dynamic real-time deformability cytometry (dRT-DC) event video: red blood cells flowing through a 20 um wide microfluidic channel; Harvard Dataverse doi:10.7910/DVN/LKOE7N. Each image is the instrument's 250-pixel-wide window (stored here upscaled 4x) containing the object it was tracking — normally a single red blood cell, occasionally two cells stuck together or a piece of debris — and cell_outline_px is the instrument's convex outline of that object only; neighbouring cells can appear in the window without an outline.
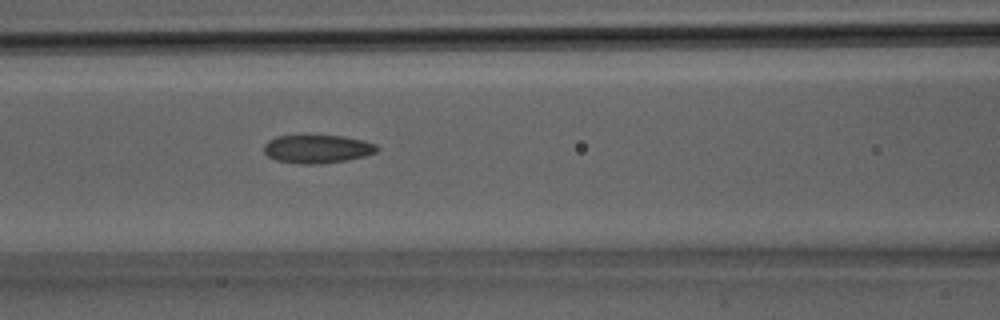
{"species": "Egyptian fruit bat (a non-hibernating species)", "species_latin": "Rousettus aegyptiacus", "temperature_condition": "room temperature", "stored_images_in_passage": 4, "camera_frame_rate_fps": 3000, "um_per_image_px": 0.085, "animal": {"sex": "male"}, "frame": {"image": 1, "passage_image": 4, "time_ms": 1.0, "image_size_px": [1000, 320], "cell_outline_px": [[380, 148], [376, 152], [364, 156], [344, 160], [320, 164], [300, 164], [276, 160], [268, 156], [264, 152], [264, 144], [268, 140], [276, 136], [344, 136], [376, 144]], "centroid_in_image_um": [26.95, 12.66], "position_along_channel_um": 139.7, "area_um2": 18.5}}